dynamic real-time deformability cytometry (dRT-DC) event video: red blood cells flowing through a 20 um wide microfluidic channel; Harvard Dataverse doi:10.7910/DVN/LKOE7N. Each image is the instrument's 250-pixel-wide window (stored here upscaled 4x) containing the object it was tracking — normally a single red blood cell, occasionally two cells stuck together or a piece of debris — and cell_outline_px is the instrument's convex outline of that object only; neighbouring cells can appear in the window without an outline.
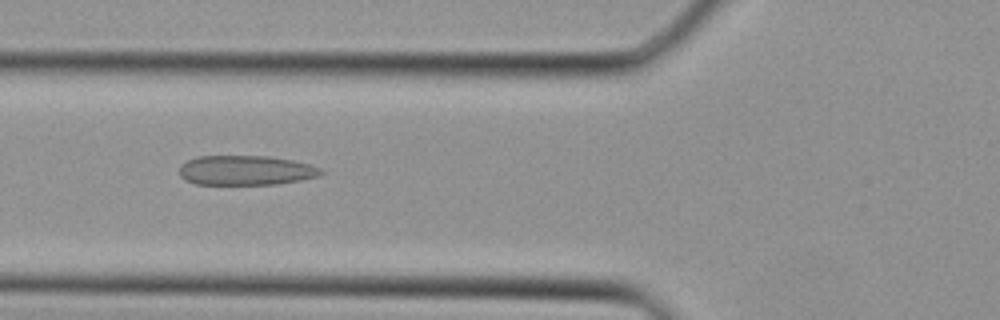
{"species": "Egyptian fruit bat (a non-hibernating species)", "species_latin": "Rousettus aegyptiacus", "temperature_condition": "cold", "stored_images_in_passage": 35, "camera_frame_rate_fps": 3000, "um_per_image_px": 0.085, "animal": {"sex": "female"}, "frame": {"image": 1, "passage_image": 13, "time_ms": 4.0, "image_size_px": [1000, 320], "cell_outline_px": [[328, 172], [320, 176], [300, 180], [276, 184], [196, 184], [184, 180], [180, 176], [180, 164], [188, 160], [200, 156], [268, 156], [292, 160], [308, 164], [320, 168]], "centroid_in_image_um": [20.91, 14.48], "position_along_channel_um": 104.9, "area_um2": 24.57}}
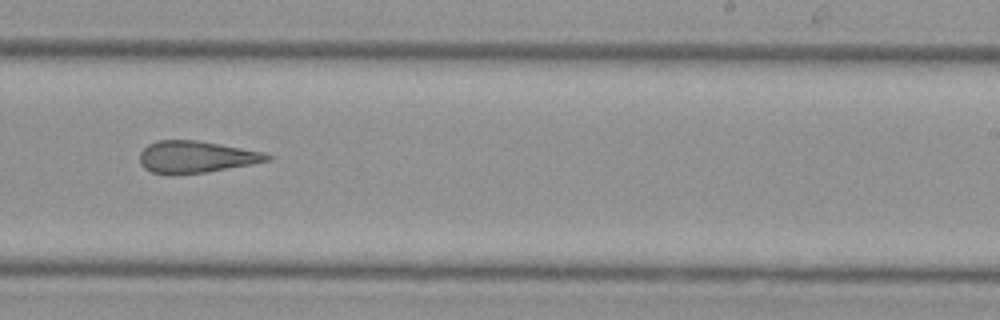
{"frame": {"image": 2, "passage_image": 22, "time_ms": 7.0, "image_size_px": [1000, 320], "cell_outline_px": [[272, 160], [252, 164], [204, 172], [168, 176], [152, 172], [144, 168], [140, 164], [140, 152], [148, 144], [156, 140], [196, 140], [220, 144], [264, 152], [272, 156]], "centroid_in_image_um": [16.63, 13.35], "position_along_channel_um": 272.4, "area_um2": 23.87}}
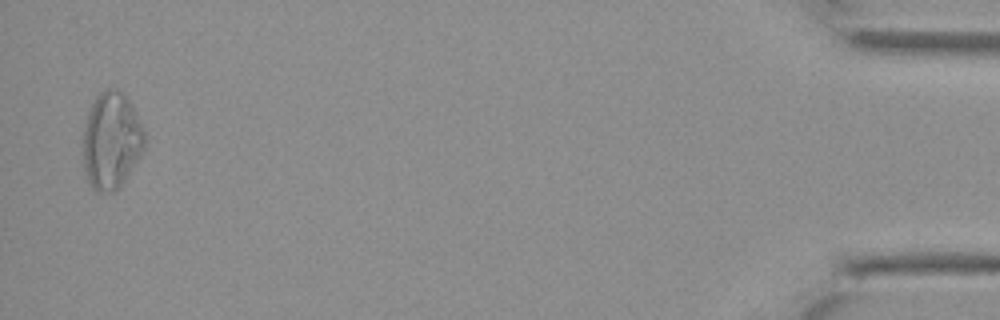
{"frame": {"image": 3, "passage_image": 35, "time_ms": 11.333, "image_size_px": [1000, 320], "cell_outline_px": [[144, 148], [140, 156], [116, 192], [96, 192], [88, 184], [84, 168], [84, 128], [92, 104], [96, 96], [100, 92], [108, 88], [116, 88], [124, 92], [144, 128]], "centroid_in_image_um": [9.47, 11.96], "position_along_channel_um": 425.7, "area_um2": 34.56}}